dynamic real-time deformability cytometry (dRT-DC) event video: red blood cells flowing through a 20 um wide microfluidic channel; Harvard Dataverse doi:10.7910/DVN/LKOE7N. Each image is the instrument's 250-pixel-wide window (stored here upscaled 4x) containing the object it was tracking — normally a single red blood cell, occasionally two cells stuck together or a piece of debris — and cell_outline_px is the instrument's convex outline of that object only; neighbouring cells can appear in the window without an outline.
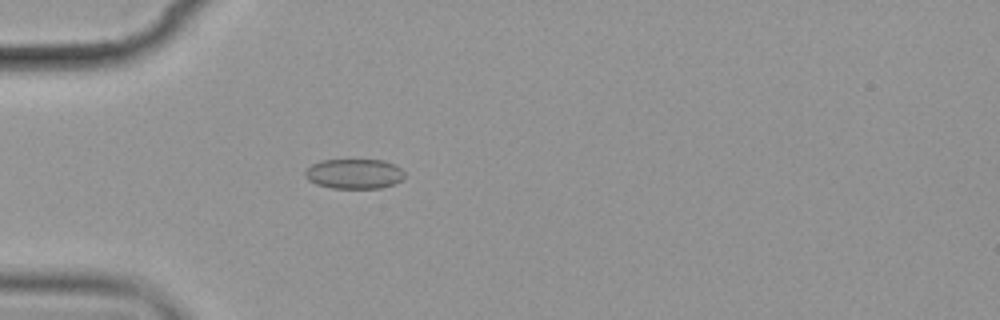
{"species": "common noctule bat (a hibernating species)", "species_latin": "Nyctalus noctula", "temperature_condition": "cold", "stored_images_in_passage": 5, "camera_frame_rate_fps": 3000, "um_per_image_px": 0.085, "animal": {"sex": "female", "body_mass_g": 19.9}, "frame": {"image": 1, "passage_image": 5, "time_ms": 5.0, "image_size_px": [1000, 320], "cell_outline_px": [[404, 176], [396, 184], [380, 188], [332, 188], [316, 184], [308, 180], [304, 176], [304, 172], [312, 164], [320, 160], [384, 160], [400, 168], [404, 172]], "centroid_in_image_um": [30.09, 14.78], "position_along_channel_um": 54.9, "area_um2": 17.34}}